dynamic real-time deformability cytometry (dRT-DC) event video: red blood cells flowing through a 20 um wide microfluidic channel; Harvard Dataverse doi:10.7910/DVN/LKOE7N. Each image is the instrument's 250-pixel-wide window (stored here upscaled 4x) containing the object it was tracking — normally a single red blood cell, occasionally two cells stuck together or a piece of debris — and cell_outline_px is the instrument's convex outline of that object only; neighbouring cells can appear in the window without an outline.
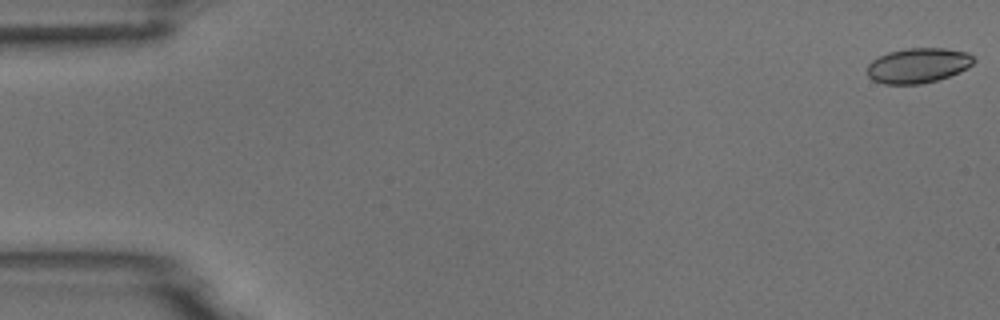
{"species": "common noctule bat (a hibernating species)", "species_latin": "Nyctalus noctula", "temperature_condition": "room temperature", "stored_images_in_passage": 54, "camera_frame_rate_fps": 3000, "um_per_image_px": 0.085, "animal": {"sex": "male", "body_mass_g": 18.8}, "frame": {"image": 1, "passage_image": 1, "time_ms": 0.0, "image_size_px": [1000, 320], "cell_outline_px": [[976, 60], [968, 68], [960, 72], [936, 80], [920, 84], [884, 84], [872, 80], [868, 76], [868, 64], [872, 60], [888, 52], [908, 48], [944, 48], [968, 52], [976, 56]], "centroid_in_image_um": [78.07, 5.56], "position_along_channel_um": 6.9, "area_um2": 21.85}}
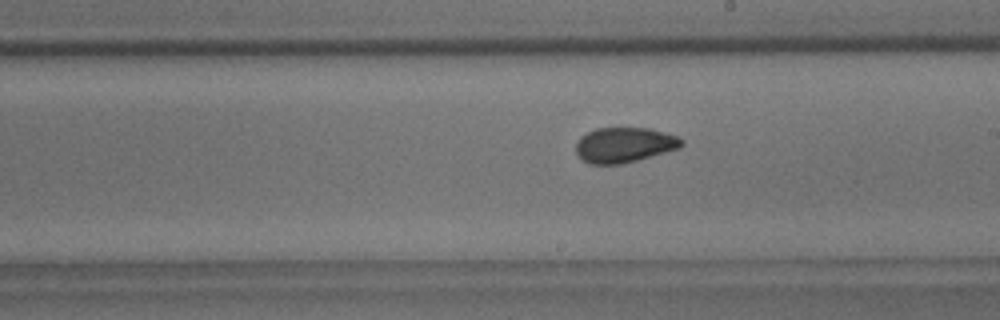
{"frame": {"image": 2, "passage_image": 31, "time_ms": 10.0, "image_size_px": [1000, 320], "cell_outline_px": [[684, 144], [680, 148], [624, 164], [588, 164], [576, 152], [576, 144], [580, 136], [596, 128], [648, 128], [664, 132], [676, 136], [684, 140]], "centroid_in_image_um": [53.08, 12.32], "position_along_channel_um": 235.9, "area_um2": 21.68}}
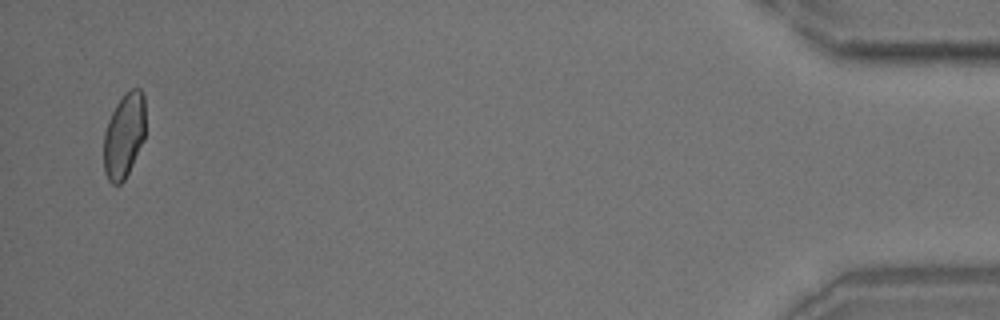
{"frame": {"image": 3, "passage_image": 53, "time_ms": 17.333, "image_size_px": [1000, 320], "cell_outline_px": [[144, 140], [124, 180], [120, 184], [112, 184], [108, 180], [104, 172], [104, 132], [108, 120], [116, 104], [124, 92], [132, 88], [140, 88], [144, 92]], "centroid_in_image_um": [10.54, 11.49], "position_along_channel_um": 424.7, "area_um2": 20.69}, "authors_computed_cell_mechanics": {"area_um2": 21.7906, "velocity_mm_per_s": 3.7292, "shape_relaxation_time_tau1_ms": 5.0396, "shape_relaxation_time_tau2_ms": 1.3341, "deformation_change_tau1": 0.1093, "deformation_change_tau2": 0.0615}}